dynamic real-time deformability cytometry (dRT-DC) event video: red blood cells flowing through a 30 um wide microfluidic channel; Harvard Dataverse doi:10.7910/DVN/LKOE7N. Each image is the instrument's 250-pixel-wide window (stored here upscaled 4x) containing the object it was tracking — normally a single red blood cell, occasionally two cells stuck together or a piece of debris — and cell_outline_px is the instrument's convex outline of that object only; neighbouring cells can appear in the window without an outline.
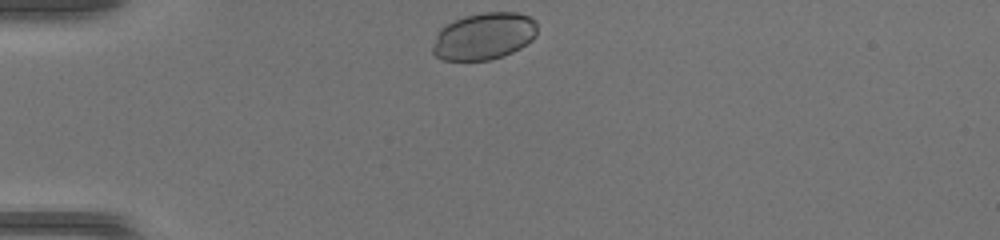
{"species": "common noctule bat (a hibernating species)", "species_latin": "Nyctalus noctula", "temperature_condition": "warm", "stored_images_in_passage": 31, "camera_frame_rate_fps": 3000, "um_per_image_px": 0.085, "animal": {"sex": "female", "body_mass_g": 17.0, "forearm_length_mm": 48.0}, "frame": {"image": 1, "passage_image": 1, "time_ms": 0.0, "image_size_px": [1000, 240], "cell_outline_px": [[536, 36], [532, 40], [520, 48], [504, 56], [492, 60], [440, 60], [432, 52], [432, 48], [436, 36], [440, 28], [452, 20], [464, 16], [484, 12], [516, 12], [528, 16], [536, 20]], "centroid_in_image_um": [41.13, 3.08], "position_along_channel_um": 43.9, "area_um2": 28.9}}
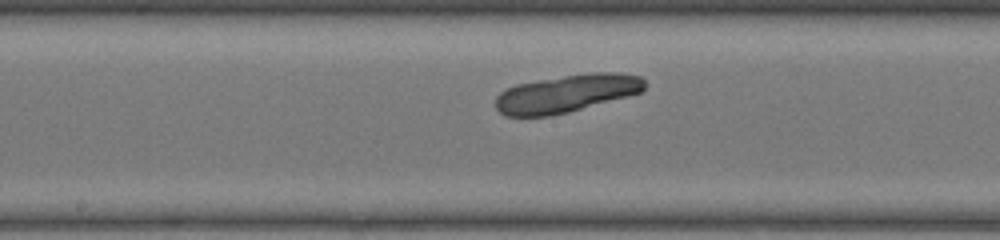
{"frame": {"image": 2, "passage_image": 14, "time_ms": 4.333, "image_size_px": [1000, 240], "cell_outline_px": [[644, 88], [640, 92], [628, 96], [568, 112], [548, 116], [504, 116], [496, 108], [496, 96], [504, 88], [516, 84], [564, 76], [592, 72], [616, 72], [640, 76], [644, 80]], "centroid_in_image_um": [48.13, 7.95], "position_along_channel_um": 200.1, "area_um2": 32.6}}
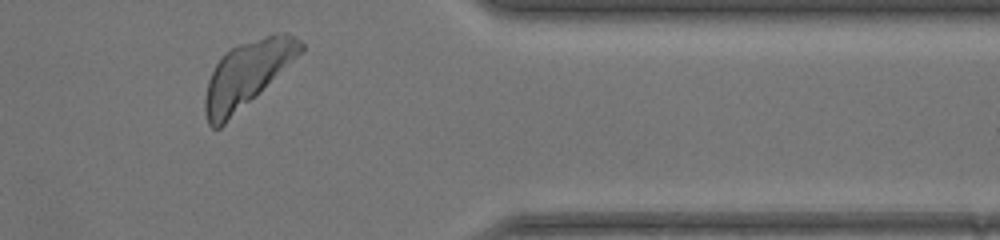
{"frame": {"image": 3, "passage_image": 28, "time_ms": 9.0, "image_size_px": [1000, 240], "cell_outline_px": [[304, 48], [260, 92], [220, 128], [212, 128], [208, 124], [204, 112], [204, 100], [208, 80], [216, 64], [224, 52], [240, 44], [272, 32], [276, 32], [292, 36], [300, 40], [304, 44]], "centroid_in_image_um": [20.94, 6.31], "position_along_channel_um": 390.5, "area_um2": 35.78}}